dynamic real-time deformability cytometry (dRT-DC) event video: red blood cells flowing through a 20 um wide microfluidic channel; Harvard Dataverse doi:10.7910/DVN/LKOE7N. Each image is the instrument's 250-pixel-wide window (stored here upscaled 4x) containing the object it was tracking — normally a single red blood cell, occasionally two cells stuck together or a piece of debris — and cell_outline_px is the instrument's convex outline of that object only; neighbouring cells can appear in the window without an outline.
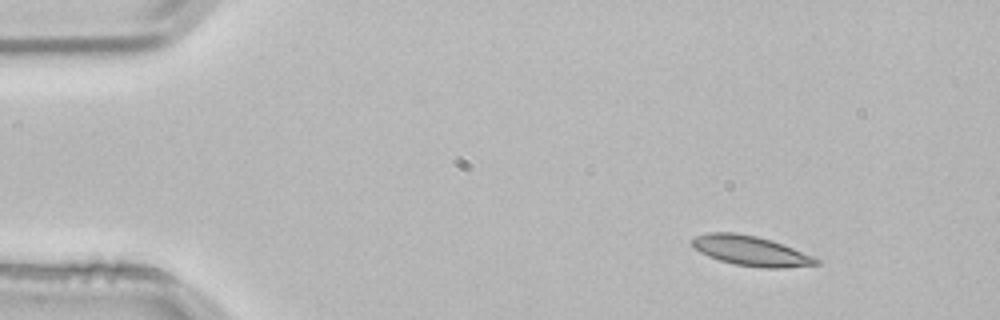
{"species": "common noctule bat (a hibernating species)", "species_latin": "Nyctalus noctula", "temperature_condition": "room temperature", "stored_images_in_passage": 3, "camera_frame_rate_fps": 3000, "um_per_image_px": 0.085, "animal": {"sex": "male", "body_mass_g": 21.5, "forearm_length_mm": 52.0}, "frame": {"image": 1, "passage_image": 1, "time_ms": 0.0, "image_size_px": [1000, 320], "cell_outline_px": [[820, 264], [784, 268], [764, 268], [732, 264], [708, 256], [700, 252], [692, 244], [692, 240], [696, 236], [708, 232], [732, 232], [756, 236], [816, 256], [820, 260]], "centroid_in_image_um": [63.84, 21.33], "position_along_channel_um": 21.2, "area_um2": 21.44}}
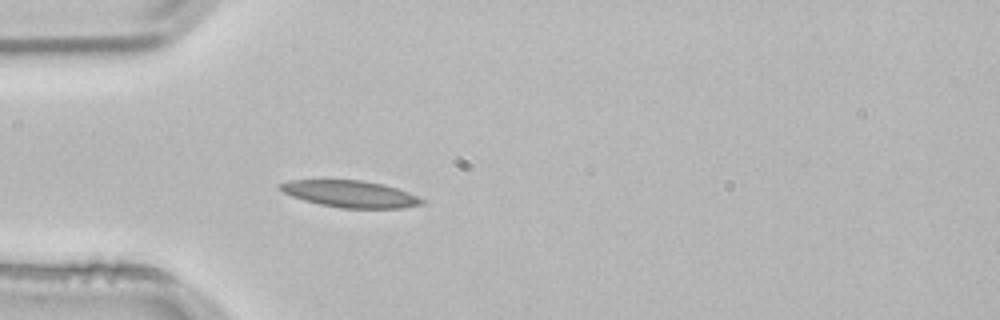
{"frame": {"image": 2, "passage_image": 3, "time_ms": 0.667, "image_size_px": [1000, 320], "cell_outline_px": [[424, 204], [400, 208], [340, 208], [320, 204], [304, 200], [292, 196], [276, 188], [280, 184], [288, 180], [364, 180], [384, 184], [408, 192], [424, 200]], "centroid_in_image_um": [29.76, 16.48], "position_along_channel_um": 55.2, "area_um2": 22.08}}